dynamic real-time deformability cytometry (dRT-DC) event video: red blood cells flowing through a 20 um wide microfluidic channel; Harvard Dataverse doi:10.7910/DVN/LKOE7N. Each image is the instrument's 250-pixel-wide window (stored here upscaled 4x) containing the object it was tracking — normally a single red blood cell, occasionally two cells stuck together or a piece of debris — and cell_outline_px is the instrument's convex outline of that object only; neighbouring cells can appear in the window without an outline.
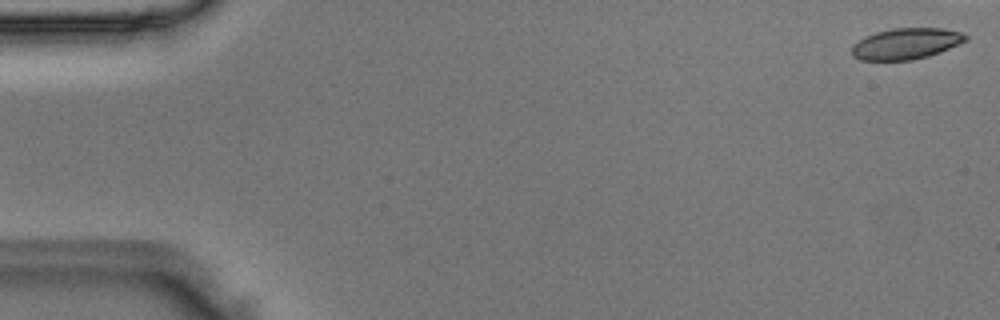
{"species": "Egyptian fruit bat (a non-hibernating species)", "species_latin": "Rousettus aegyptiacus", "temperature_condition": "room temperature", "stored_images_in_passage": 9, "camera_frame_rate_fps": 3000, "um_per_image_px": 0.085, "animal": {"sex": "male"}, "frame": {"image": 1, "passage_image": 1, "time_ms": 0.0, "image_size_px": [1000, 320], "cell_outline_px": [[968, 40], [940, 52], [928, 56], [912, 60], [860, 60], [852, 56], [852, 44], [864, 36], [876, 32], [892, 28], [944, 28], [960, 32], [968, 36]], "centroid_in_image_um": [77.0, 3.71], "position_along_channel_um": 8.0, "area_um2": 20.75}}